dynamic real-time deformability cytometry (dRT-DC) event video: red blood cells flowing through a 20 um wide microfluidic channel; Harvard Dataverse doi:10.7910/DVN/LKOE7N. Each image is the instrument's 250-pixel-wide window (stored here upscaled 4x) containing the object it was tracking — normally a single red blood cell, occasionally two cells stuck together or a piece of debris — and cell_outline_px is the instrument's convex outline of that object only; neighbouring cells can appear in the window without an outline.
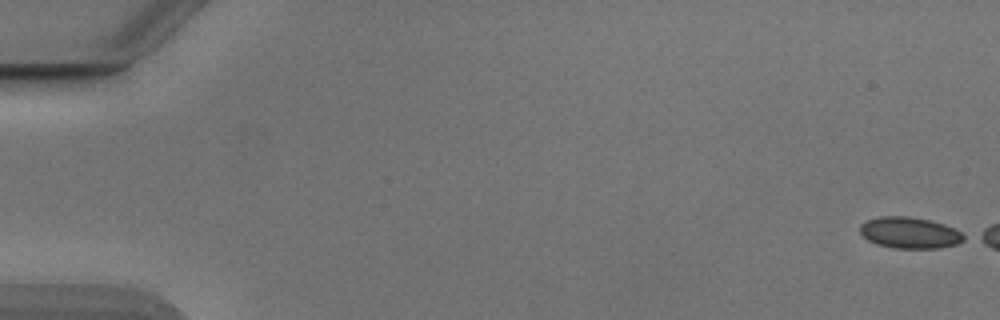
{"species": "Egyptian fruit bat (a non-hibernating species)", "species_latin": "Rousettus aegyptiacus", "temperature_condition": "cold", "stored_images_in_passage": 44, "camera_frame_rate_fps": 3000, "um_per_image_px": 0.085, "animal": {"sex": "male"}, "frame": {"image": 1, "passage_image": 1, "time_ms": 0.0, "image_size_px": [1000, 320], "cell_outline_px": [[968, 236], [964, 240], [956, 244], [936, 248], [896, 248], [876, 244], [868, 240], [860, 232], [860, 224], [868, 220], [880, 216], [908, 216], [932, 220], [944, 224]], "centroid_in_image_um": [77.33, 19.78], "position_along_channel_um": 7.7, "area_um2": 18.9}}
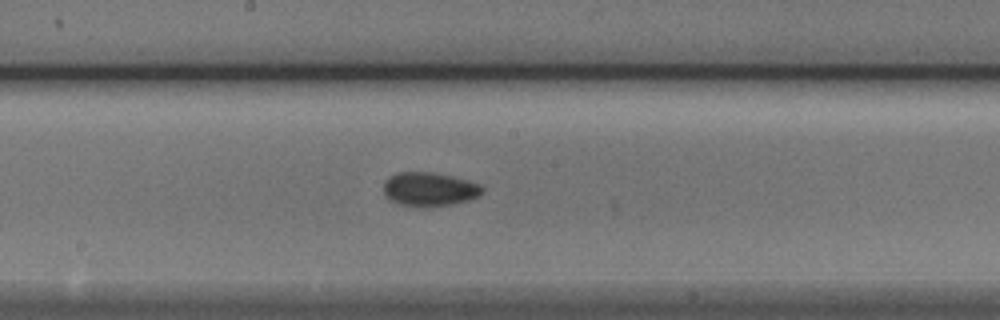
{"frame": {"image": 2, "passage_image": 29, "time_ms": 9.333, "image_size_px": [1000, 320], "cell_outline_px": [[484, 192], [468, 200], [448, 204], [420, 208], [400, 204], [384, 196], [384, 184], [396, 172], [432, 172], [452, 176], [468, 180], [480, 184], [484, 188]], "centroid_in_image_um": [36.51, 16.08], "position_along_channel_um": 211.7, "area_um2": 19.36}}
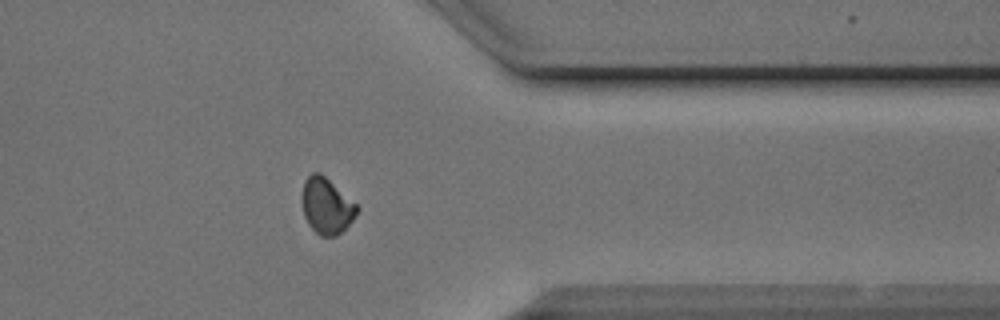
{"frame": {"image": 3, "passage_image": 43, "time_ms": 14.0, "image_size_px": [1000, 320], "cell_outline_px": [[360, 208], [356, 216], [336, 236], [320, 236], [308, 224], [304, 216], [304, 180], [312, 172], [320, 172], [360, 204]], "centroid_in_image_um": [27.83, 17.48], "position_along_channel_um": 383.6, "area_um2": 17.92}}